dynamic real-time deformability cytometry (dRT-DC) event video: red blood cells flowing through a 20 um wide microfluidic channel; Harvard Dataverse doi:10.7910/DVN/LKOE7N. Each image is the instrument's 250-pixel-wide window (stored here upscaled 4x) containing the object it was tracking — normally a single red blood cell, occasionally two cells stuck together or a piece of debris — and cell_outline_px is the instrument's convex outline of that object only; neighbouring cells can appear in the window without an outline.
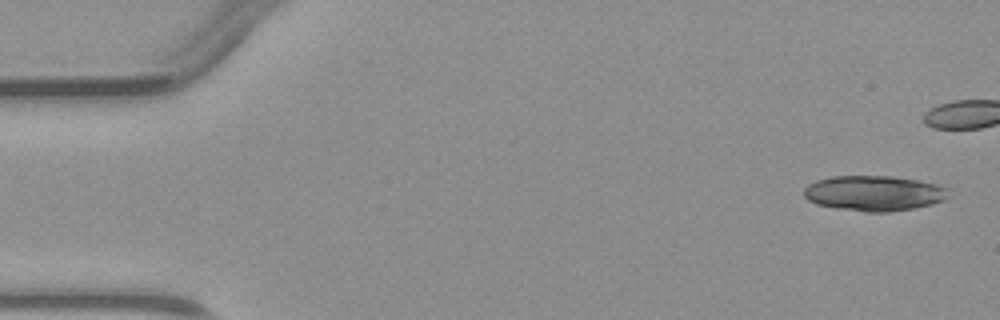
{"species": "common noctule bat (a hibernating species)", "species_latin": "Nyctalus noctula", "temperature_condition": "warm", "stored_images_in_passage": 6, "camera_frame_rate_fps": 3000, "um_per_image_px": 0.085, "animal": {"sex": "male", "body_mass_g": 23.1, "forearm_length_mm": 52.7}, "frame": {"image": 1, "passage_image": 1, "time_ms": 0.0, "image_size_px": [1000, 320], "cell_outline_px": [[944, 200], [932, 204], [912, 208], [888, 212], [864, 212], [836, 208], [816, 204], [808, 200], [804, 196], [804, 188], [808, 184], [816, 180], [832, 176], [892, 176], [916, 180], [936, 184], [944, 188]], "centroid_in_image_um": [74.19, 16.42], "position_along_channel_um": 10.8, "area_um2": 29.42}}
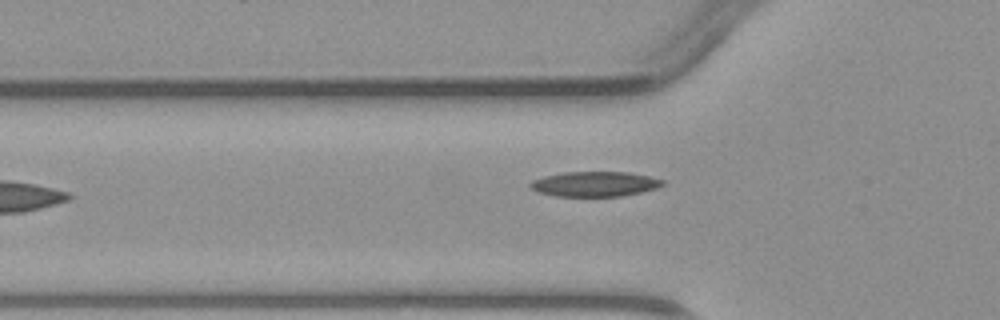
{"frame": {"image": 2, "passage_image": 6, "time_ms": 5.667, "image_size_px": [1000, 320], "cell_outline_px": [[664, 184], [656, 188], [640, 192], [620, 196], [556, 196], [540, 192], [532, 188], [528, 184], [532, 180], [544, 176], [564, 172], [628, 172], [648, 176], [664, 180]], "centroid_in_image_um": [50.55, 15.63], "position_along_channel_um": 75.3, "area_um2": 19.07}}